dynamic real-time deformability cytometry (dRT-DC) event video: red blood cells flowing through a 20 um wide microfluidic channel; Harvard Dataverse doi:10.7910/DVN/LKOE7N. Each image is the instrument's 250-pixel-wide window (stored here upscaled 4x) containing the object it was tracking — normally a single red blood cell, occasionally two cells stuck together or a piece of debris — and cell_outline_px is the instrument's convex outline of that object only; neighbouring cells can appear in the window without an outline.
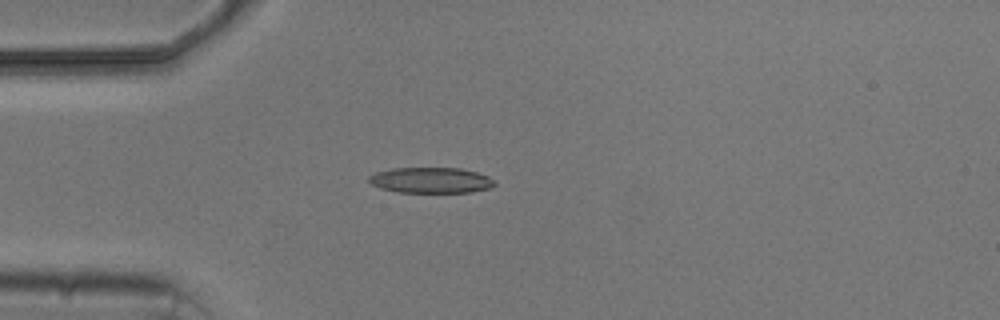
{"species": "common noctule bat (a hibernating species)", "species_latin": "Nyctalus noctula", "temperature_condition": "cold", "stored_images_in_passage": 5, "camera_frame_rate_fps": 3000, "um_per_image_px": 0.085, "animal": {"sex": "male", "body_mass_g": 20.5, "forearm_length_mm": 52.5}, "frame": {"image": 1, "passage_image": 4, "time_ms": 4.333, "image_size_px": [1000, 320], "cell_outline_px": [[496, 184], [492, 188], [472, 192], [396, 192], [380, 188], [372, 184], [368, 180], [368, 176], [376, 172], [392, 168], [460, 168], [476, 172], [488, 176]], "centroid_in_image_um": [36.62, 15.32], "position_along_channel_um": 48.4, "area_um2": 18.84}}